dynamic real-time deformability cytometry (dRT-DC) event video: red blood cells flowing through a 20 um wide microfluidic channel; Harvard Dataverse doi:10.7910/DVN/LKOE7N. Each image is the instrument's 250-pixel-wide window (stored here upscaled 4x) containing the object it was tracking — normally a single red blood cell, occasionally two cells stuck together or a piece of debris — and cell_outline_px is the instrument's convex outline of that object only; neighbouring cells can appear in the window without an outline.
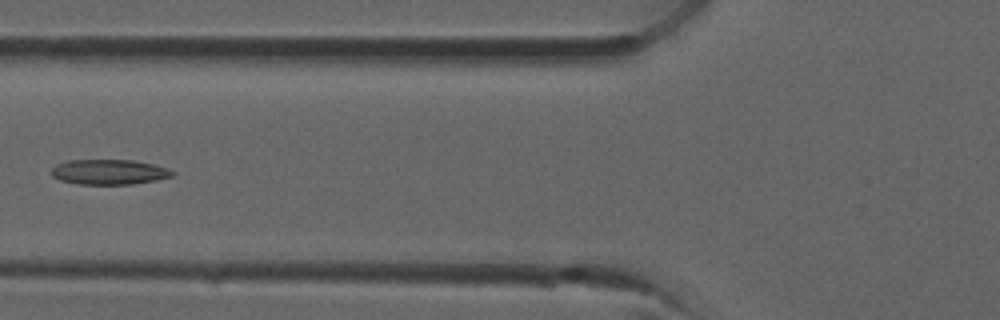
{"species": "common noctule bat (a hibernating species)", "species_latin": "Nyctalus noctula", "temperature_condition": "room temperature", "stored_images_in_passage": 25, "camera_frame_rate_fps": 3000, "um_per_image_px": 0.085, "animal": {"sex": "male", "forearm_length_mm": 52.5}, "frame": {"image": 1, "passage_image": 5, "time_ms": 1.333, "image_size_px": [1000, 320], "cell_outline_px": [[176, 172], [172, 176], [156, 180], [132, 184], [80, 184], [60, 180], [52, 176], [52, 168], [56, 164], [68, 160], [132, 160], [152, 164], [168, 168]], "centroid_in_image_um": [9.28, 14.61], "position_along_channel_um": 116.5, "area_um2": 17.63}}
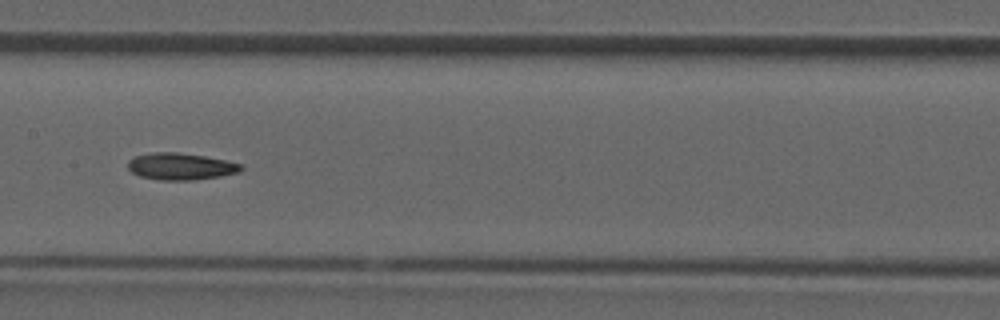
{"frame": {"image": 2, "passage_image": 9, "time_ms": 2.667, "image_size_px": [1000, 320], "cell_outline_px": [[244, 168], [240, 172], [220, 176], [196, 180], [160, 180], [140, 176], [132, 172], [128, 168], [128, 160], [136, 156], [156, 152], [176, 152], [204, 156], [228, 160], [244, 164]], "centroid_in_image_um": [15.42, 14.15], "position_along_channel_um": 192.0, "area_um2": 17.8}}
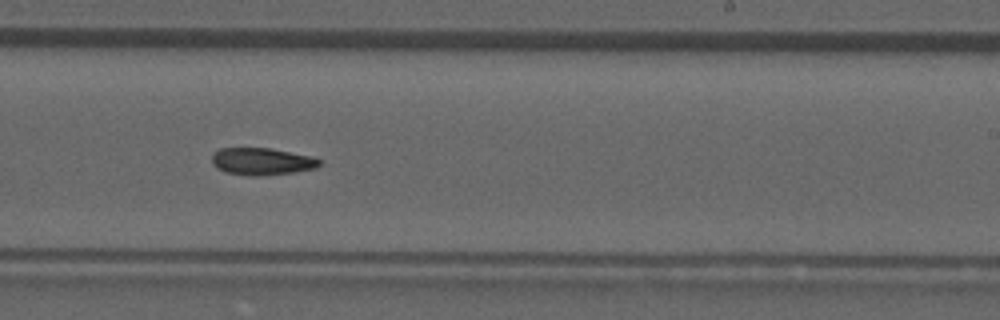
{"frame": {"image": 3, "passage_image": 13, "time_ms": 4.0, "image_size_px": [1000, 320], "cell_outline_px": [[320, 164], [316, 168], [292, 172], [260, 176], [248, 176], [224, 172], [216, 168], [212, 164], [212, 152], [220, 148], [268, 148], [308, 156], [320, 160]], "centroid_in_image_um": [22.16, 13.73], "position_along_channel_um": 266.8, "area_um2": 16.94}}